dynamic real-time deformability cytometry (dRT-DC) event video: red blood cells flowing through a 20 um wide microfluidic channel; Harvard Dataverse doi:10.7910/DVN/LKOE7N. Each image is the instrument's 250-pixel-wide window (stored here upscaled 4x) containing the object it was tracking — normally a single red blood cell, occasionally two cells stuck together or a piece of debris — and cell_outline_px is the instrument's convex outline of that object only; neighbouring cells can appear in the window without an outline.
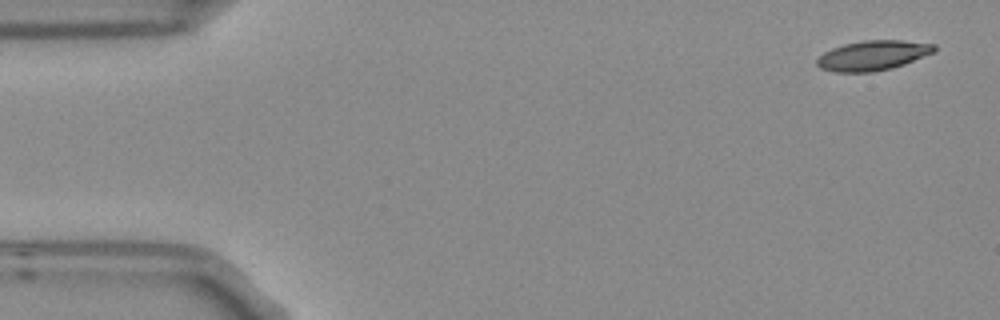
{"species": "Egyptian fruit bat (a non-hibernating species)", "species_latin": "Rousettus aegyptiacus", "temperature_condition": "room temperature", "stored_images_in_passage": 5, "camera_frame_rate_fps": 3000, "um_per_image_px": 0.085, "frame": {"image": 1, "passage_image": 1, "time_ms": 0.0, "image_size_px": [1000, 320], "cell_outline_px": [[936, 52], [904, 64], [892, 68], [872, 72], [832, 72], [820, 68], [816, 64], [816, 60], [824, 52], [832, 48], [844, 44], [864, 40], [904, 40], [936, 44]], "centroid_in_image_um": [74.21, 4.71], "position_along_channel_um": 10.8, "area_um2": 20.58}}
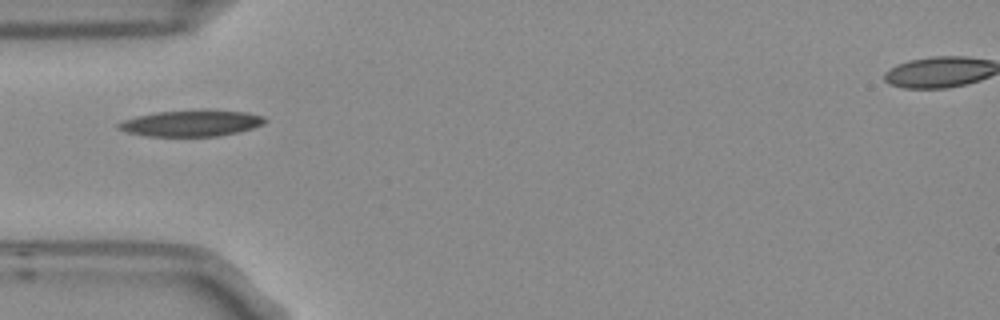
{"frame": {"image": 2, "passage_image": 5, "time_ms": 1.333, "image_size_px": [1000, 320], "cell_outline_px": [[268, 120], [264, 124], [252, 128], [236, 132], [216, 136], [148, 136], [128, 132], [116, 128], [116, 124], [124, 120], [136, 116], [156, 112], [204, 108], [248, 112], [264, 116]], "centroid_in_image_um": [16.29, 10.44], "position_along_channel_um": 68.7, "area_um2": 22.83}}